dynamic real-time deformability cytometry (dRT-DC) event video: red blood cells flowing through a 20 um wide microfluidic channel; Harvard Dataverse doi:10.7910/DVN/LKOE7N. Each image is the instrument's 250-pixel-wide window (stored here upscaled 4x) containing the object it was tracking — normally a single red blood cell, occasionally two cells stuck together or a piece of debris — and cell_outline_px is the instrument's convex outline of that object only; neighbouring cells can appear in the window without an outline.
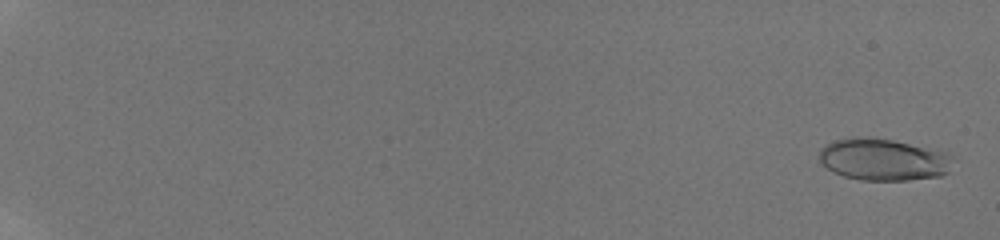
{"species": "human", "species_latin": "Homo sapiens", "temperature_condition": "room temperature", "stored_images_in_passage": 57, "camera_frame_rate_fps": 3000, "um_per_image_px": 0.085, "donor": {"sex": "male"}, "frame": {"image": 1, "passage_image": 2, "time_ms": 0.333, "image_size_px": [1000, 240], "cell_outline_px": [[948, 172], [940, 176], [908, 180], [860, 180], [844, 176], [820, 164], [820, 148], [836, 140], [856, 136], [892, 140], [948, 152]], "centroid_in_image_um": [75.03, 13.56], "position_along_channel_um": 10.0, "area_um2": 32.14}}
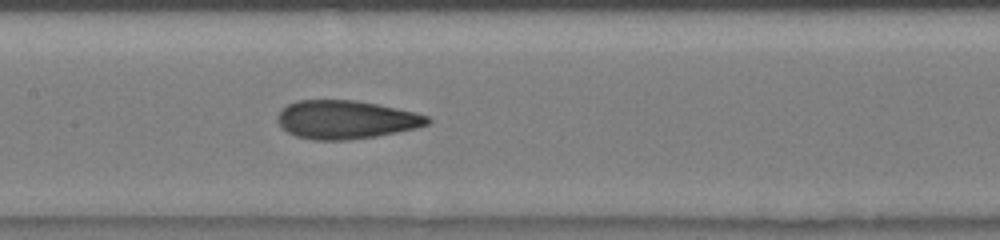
{"frame": {"image": 2, "passage_image": 33, "time_ms": 10.667, "image_size_px": [1000, 240], "cell_outline_px": [[432, 120], [428, 124], [416, 128], [376, 136], [348, 140], [312, 140], [296, 136], [288, 132], [276, 120], [276, 116], [288, 104], [296, 100], [356, 100], [416, 112], [428, 116]], "centroid_in_image_um": [29.4, 10.17], "position_along_channel_um": 178.0, "area_um2": 33.52}}
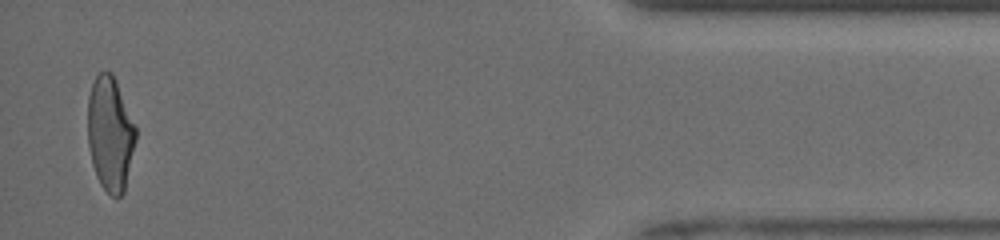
{"frame": {"image": 3, "passage_image": 56, "time_ms": 18.333, "image_size_px": [1000, 240], "cell_outline_px": [[136, 140], [124, 192], [116, 200], [100, 184], [96, 176], [92, 164], [88, 144], [88, 96], [92, 84], [96, 76], [100, 72], [112, 72], [116, 80], [136, 128]], "centroid_in_image_um": [9.36, 11.39], "position_along_channel_um": 425.8, "area_um2": 31.96}, "authors_computed_cell_mechanics": {"area_um2": 32.5992, "velocity_mm_per_s": 3.9627, "shape_relaxation_time_tau1_ms": null, "shape_relaxation_time_tau2_ms": 1.2946, "deformation_change_tau1": null, "deformation_change_tau2": 0.0807}}